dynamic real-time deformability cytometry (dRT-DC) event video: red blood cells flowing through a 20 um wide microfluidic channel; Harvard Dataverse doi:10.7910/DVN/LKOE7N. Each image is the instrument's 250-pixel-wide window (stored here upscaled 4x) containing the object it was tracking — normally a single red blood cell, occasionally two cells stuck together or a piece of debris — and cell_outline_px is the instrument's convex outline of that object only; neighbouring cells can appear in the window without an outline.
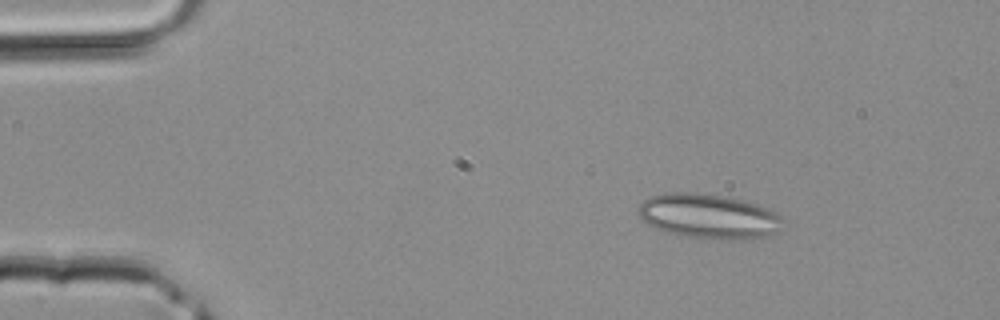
{"species": "common noctule bat (a hibernating species)", "species_latin": "Nyctalus noctula", "temperature_condition": "room temperature", "stored_images_in_passage": 40, "segment_of_instrument_passage": [1, 2], "camera_frame_rate_fps": 3000, "um_per_image_px": 0.085, "animal": {"sex": "male", "body_mass_g": 20.4}, "frame": {"image": 1, "passage_image": 6, "time_ms": 1.667, "image_size_px": [1000, 320], "cell_outline_px": [[784, 220], [776, 232], [752, 240], [740, 240], [688, 236], [668, 232], [656, 228], [648, 224], [640, 216], [640, 204], [648, 196], [664, 192], [696, 192], [724, 196], [744, 200], [768, 208], [776, 212]], "centroid_in_image_um": [60.26, 18.36], "position_along_channel_um": 24.7, "area_um2": 37.51}}